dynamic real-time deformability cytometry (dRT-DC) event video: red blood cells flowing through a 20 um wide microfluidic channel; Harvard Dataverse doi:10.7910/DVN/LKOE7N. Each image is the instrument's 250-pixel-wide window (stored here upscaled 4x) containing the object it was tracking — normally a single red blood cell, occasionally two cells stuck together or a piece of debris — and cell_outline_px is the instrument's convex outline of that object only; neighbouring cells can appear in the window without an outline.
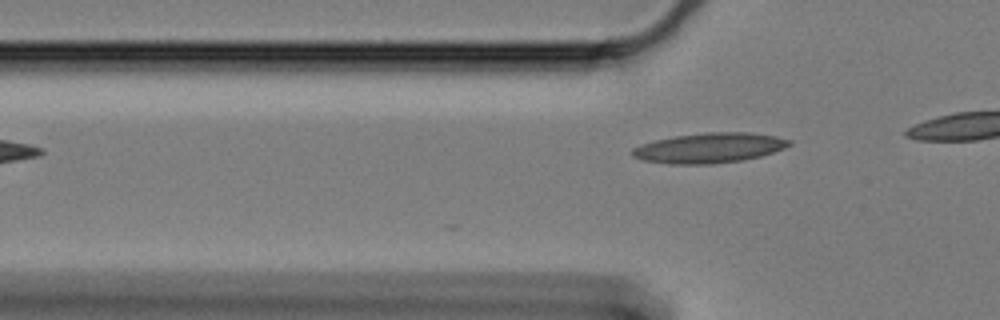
{"species": "Egyptian fruit bat (a non-hibernating species)", "species_latin": "Rousettus aegyptiacus", "temperature_condition": "cold", "stored_images_in_passage": 4, "camera_frame_rate_fps": 3000, "um_per_image_px": 0.085, "animal": {"sex": "female"}, "frame": {"image": 1, "passage_image": 4, "time_ms": 1.0, "image_size_px": [1000, 320], "cell_outline_px": [[792, 144], [784, 148], [760, 156], [740, 160], [712, 164], [668, 164], [644, 160], [632, 156], [628, 152], [632, 148], [656, 140], [672, 136], [708, 132], [748, 132], [776, 136], [792, 140]], "centroid_in_image_um": [60.28, 12.57], "position_along_channel_um": 65.5, "area_um2": 27.46}}